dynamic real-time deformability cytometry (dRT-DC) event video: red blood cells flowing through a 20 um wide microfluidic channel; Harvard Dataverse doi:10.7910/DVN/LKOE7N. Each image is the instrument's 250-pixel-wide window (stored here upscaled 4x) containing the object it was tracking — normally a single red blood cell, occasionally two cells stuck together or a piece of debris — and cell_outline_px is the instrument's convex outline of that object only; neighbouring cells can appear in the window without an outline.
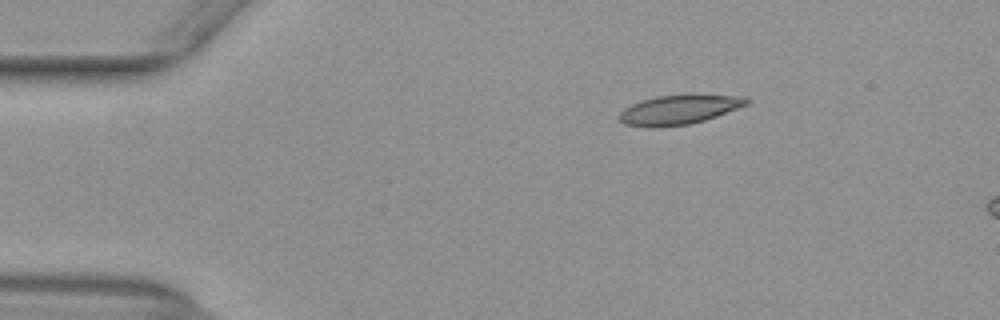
{"species": "common noctule bat (a hibernating species)", "species_latin": "Nyctalus noctula", "temperature_condition": "warm", "stored_images_in_passage": 7, "camera_frame_rate_fps": 3000, "um_per_image_px": 0.085, "animal": {"sex": "female", "body_mass_g": 29.2, "forearm_length_mm": 56.3}, "frame": {"image": 1, "passage_image": 2, "time_ms": 0.333, "image_size_px": [1000, 320], "cell_outline_px": [[752, 100], [748, 104], [716, 116], [704, 120], [688, 124], [624, 124], [616, 116], [624, 108], [632, 104], [656, 96], [692, 92], [696, 92], [744, 96]], "centroid_in_image_um": [57.85, 9.21], "position_along_channel_um": 27.1, "area_um2": 21.68}}